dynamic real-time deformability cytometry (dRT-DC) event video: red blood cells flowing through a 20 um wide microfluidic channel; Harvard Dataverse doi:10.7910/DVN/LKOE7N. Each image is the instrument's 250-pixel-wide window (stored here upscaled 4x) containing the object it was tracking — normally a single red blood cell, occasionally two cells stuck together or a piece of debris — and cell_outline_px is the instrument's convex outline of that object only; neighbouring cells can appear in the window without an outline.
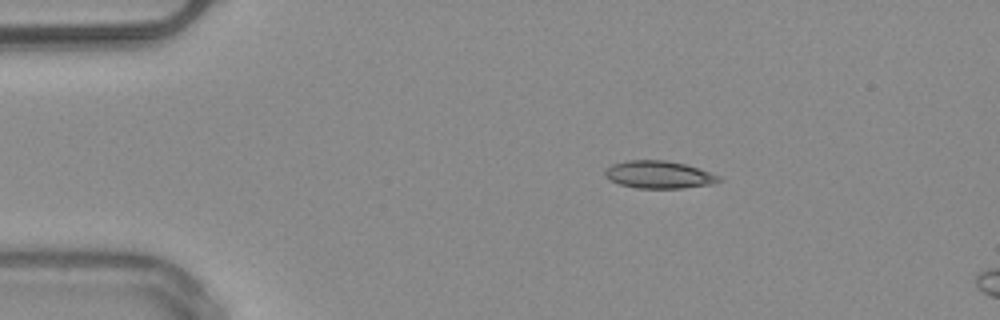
{"species": "common noctule bat (a hibernating species)", "species_latin": "Nyctalus noctula", "temperature_condition": "warm", "stored_images_in_passage": 42, "camera_frame_rate_fps": 3000, "um_per_image_px": 0.085, "animal": {"sex": "male", "body_mass_g": 20.4}, "frame": {"image": 1, "passage_image": 1, "time_ms": 0.0, "image_size_px": [1000, 320], "cell_outline_px": [[724, 180], [712, 184], [680, 188], [636, 188], [620, 184], [604, 176], [604, 172], [612, 164], [628, 160], [664, 160], [684, 164], [720, 176]], "centroid_in_image_um": [56.0, 14.85], "position_along_channel_um": 29.0, "area_um2": 18.03}}
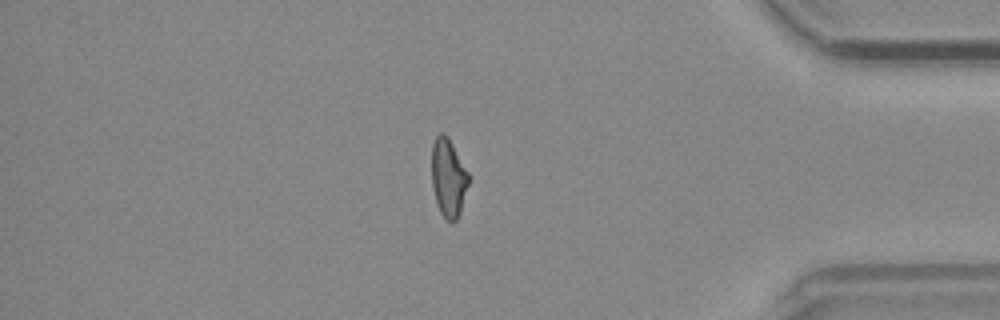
{"frame": {"image": 2, "passage_image": 35, "time_ms": 11.333, "image_size_px": [1000, 320], "cell_outline_px": [[468, 184], [460, 212], [456, 220], [452, 224], [440, 212], [432, 188], [432, 144], [436, 136], [440, 132], [444, 132], [448, 136], [468, 172]], "centroid_in_image_um": [38.1, 15.08], "position_along_channel_um": 397.1, "area_um2": 16.7}, "authors_computed_cell_mechanics": {"area_um2": 17.2533, "velocity_mm_per_s": 4.0288, "shape_relaxation_time_tau1_ms": null, "shape_relaxation_time_tau2_ms": 3.3211, "deformation_change_tau1": null, "deformation_change_tau2": 0.1092}}